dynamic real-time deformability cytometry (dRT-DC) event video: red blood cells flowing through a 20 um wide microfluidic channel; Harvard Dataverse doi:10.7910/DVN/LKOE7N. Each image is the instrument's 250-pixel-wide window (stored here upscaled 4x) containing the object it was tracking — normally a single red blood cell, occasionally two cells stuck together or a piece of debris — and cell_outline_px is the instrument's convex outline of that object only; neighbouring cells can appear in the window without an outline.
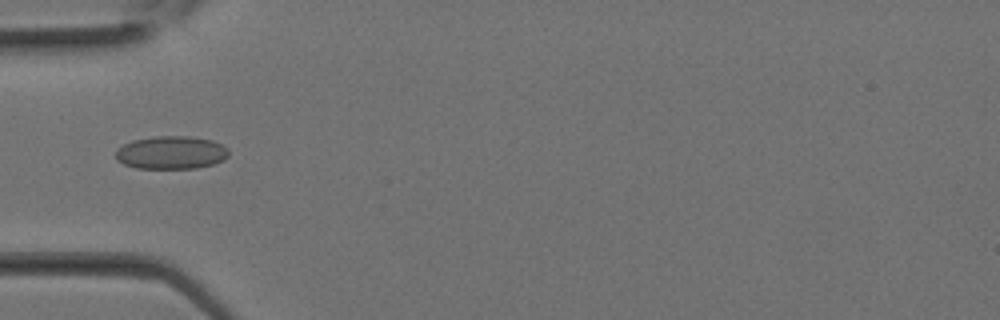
{"species": "Egyptian fruit bat (a non-hibernating species)", "species_latin": "Rousettus aegyptiacus", "temperature_condition": "room temperature", "stored_images_in_passage": 13, "camera_frame_rate_fps": 3000, "um_per_image_px": 0.085, "animal": {"sex": "female"}, "frame": {"image": 1, "passage_image": 8, "time_ms": 2.333, "image_size_px": [1000, 320], "cell_outline_px": [[228, 156], [224, 160], [212, 164], [196, 168], [136, 168], [124, 164], [116, 160], [116, 152], [124, 144], [132, 140], [156, 136], [188, 136], [212, 140], [228, 148]], "centroid_in_image_um": [14.56, 12.97], "position_along_channel_um": 70.4, "area_um2": 21.68}}
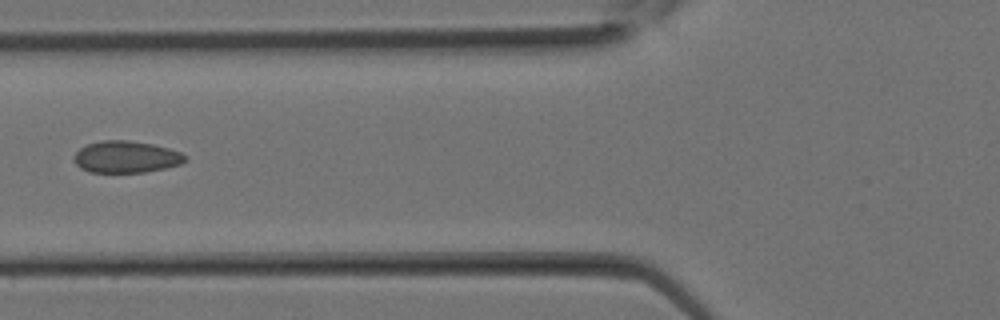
{"frame": {"image": 2, "passage_image": 10, "time_ms": 3.0, "image_size_px": [1000, 320], "cell_outline_px": [[188, 156], [180, 164], [164, 168], [144, 172], [88, 172], [80, 168], [76, 164], [72, 156], [80, 148], [88, 144], [100, 140], [128, 140], [152, 144], [168, 148], [180, 152]], "centroid_in_image_um": [10.68, 13.33], "position_along_channel_um": 115.1, "area_um2": 20.58}}
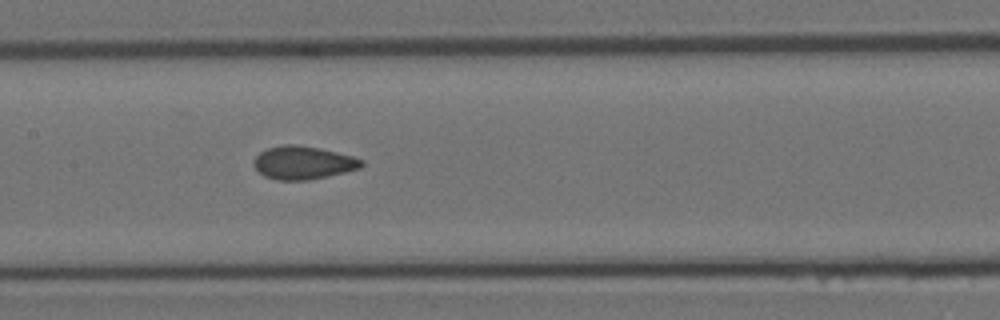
{"frame": {"image": 3, "passage_image": 13, "time_ms": 4.0, "image_size_px": [1000, 320], "cell_outline_px": [[364, 164], [360, 168], [344, 172], [308, 180], [276, 180], [264, 176], [252, 164], [252, 160], [260, 152], [268, 148], [284, 144], [296, 144], [320, 148], [352, 156], [364, 160]], "centroid_in_image_um": [25.75, 13.82], "position_along_channel_um": 181.7, "area_um2": 20.81}}